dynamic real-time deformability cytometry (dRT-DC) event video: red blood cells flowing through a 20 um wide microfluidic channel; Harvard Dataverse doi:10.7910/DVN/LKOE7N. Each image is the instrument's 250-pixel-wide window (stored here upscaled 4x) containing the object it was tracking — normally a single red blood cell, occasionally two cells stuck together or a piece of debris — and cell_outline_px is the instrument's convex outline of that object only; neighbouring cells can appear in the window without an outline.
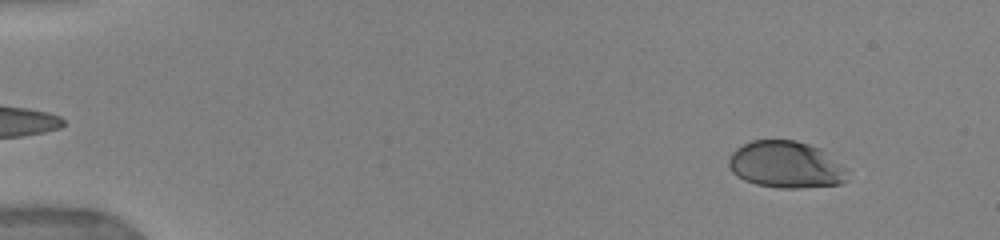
{"species": "human", "species_latin": "Homo sapiens", "temperature_condition": "warm", "stored_images_in_passage": 40, "camera_frame_rate_fps": 3000, "um_per_image_px": 0.085, "donor": {"sex": "female"}, "frame": {"image": 1, "passage_image": 3, "time_ms": 1.333, "image_size_px": [1000, 240], "cell_outline_px": [[852, 172], [840, 184], [796, 188], [780, 188], [756, 184], [744, 180], [736, 176], [732, 172], [728, 164], [728, 160], [732, 152], [736, 148], [752, 140], [796, 140], [820, 148], [848, 168]], "centroid_in_image_um": [66.82, 14.0], "position_along_channel_um": 18.2, "area_um2": 32.66}}
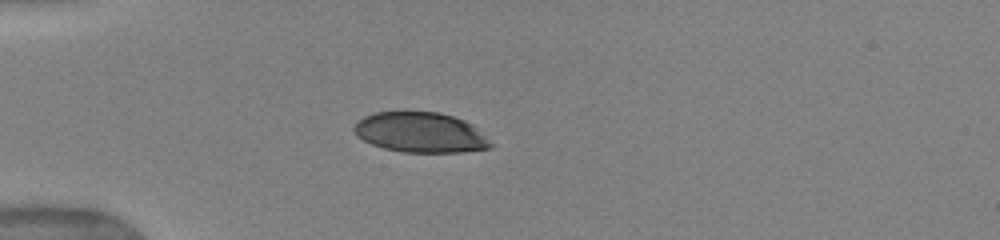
{"frame": {"image": 2, "passage_image": 12, "time_ms": 4.667, "image_size_px": [1000, 240], "cell_outline_px": [[492, 148], [460, 152], [404, 152], [384, 148], [372, 144], [356, 136], [352, 128], [364, 116], [376, 112], [440, 112], [464, 120], [472, 124], [492, 144]], "centroid_in_image_um": [35.73, 11.26], "position_along_channel_um": 49.3, "area_um2": 31.73}}
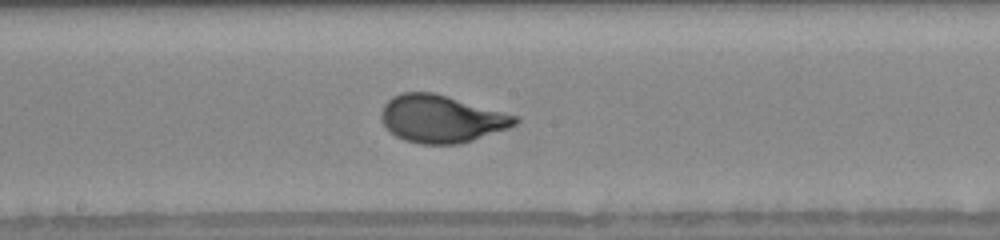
{"frame": {"image": 3, "passage_image": 26, "time_ms": 9.333, "image_size_px": [1000, 240], "cell_outline_px": [[520, 120], [516, 124], [508, 128], [460, 144], [420, 144], [404, 140], [388, 132], [380, 116], [380, 112], [384, 104], [392, 96], [400, 92], [432, 92], [516, 116]], "centroid_in_image_um": [37.45, 10.11], "position_along_channel_um": 210.8, "area_um2": 36.76}}